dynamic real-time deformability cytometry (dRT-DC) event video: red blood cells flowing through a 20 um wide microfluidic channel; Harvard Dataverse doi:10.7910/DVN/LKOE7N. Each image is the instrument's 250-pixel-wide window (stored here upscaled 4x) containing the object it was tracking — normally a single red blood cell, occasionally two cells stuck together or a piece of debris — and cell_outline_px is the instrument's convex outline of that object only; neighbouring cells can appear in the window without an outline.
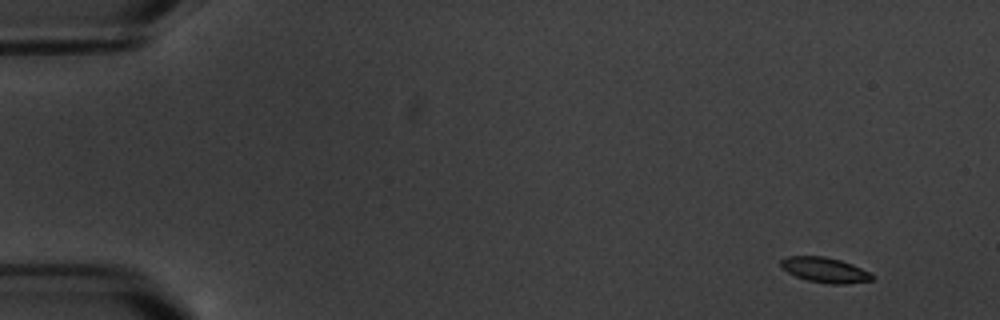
{"species": "common noctule bat (a hibernating species)", "species_latin": "Nyctalus noctula", "temperature_condition": "warm", "stored_images_in_passage": 5, "camera_frame_rate_fps": 3000, "um_per_image_px": 0.085, "animal": {"sex": "male", "body_mass_g": 20.1, "forearm_length_mm": 53.5}, "frame": {"image": 1, "passage_image": 1, "time_ms": 0.0, "image_size_px": [1000, 320], "cell_outline_px": [[876, 276], [872, 280], [844, 284], [832, 284], [808, 280], [796, 276], [780, 268], [780, 260], [788, 256], [824, 256], [840, 260], [852, 264]], "centroid_in_image_um": [70.09, 22.94], "position_along_channel_um": 14.9, "area_um2": 13.29}}
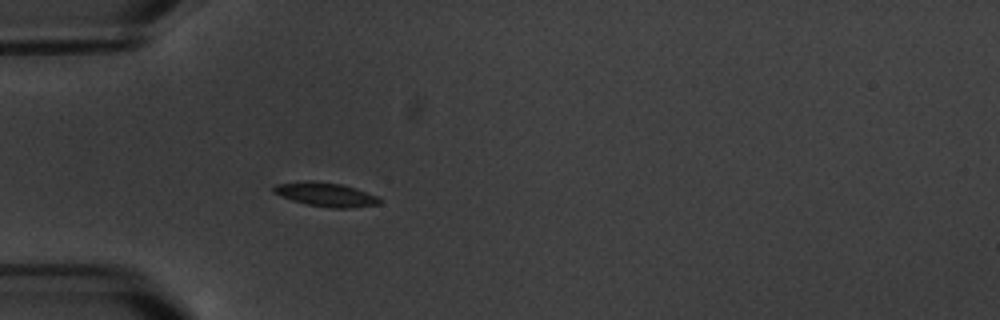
{"frame": {"image": 2, "passage_image": 5, "time_ms": 4.667, "image_size_px": [1000, 320], "cell_outline_px": [[380, 204], [348, 208], [332, 208], [308, 204], [292, 200], [272, 192], [272, 188], [276, 184], [308, 180], [312, 180], [340, 184], [356, 188], [376, 196], [380, 200]], "centroid_in_image_um": [27.66, 16.52], "position_along_channel_um": 57.3, "area_um2": 14.62}}